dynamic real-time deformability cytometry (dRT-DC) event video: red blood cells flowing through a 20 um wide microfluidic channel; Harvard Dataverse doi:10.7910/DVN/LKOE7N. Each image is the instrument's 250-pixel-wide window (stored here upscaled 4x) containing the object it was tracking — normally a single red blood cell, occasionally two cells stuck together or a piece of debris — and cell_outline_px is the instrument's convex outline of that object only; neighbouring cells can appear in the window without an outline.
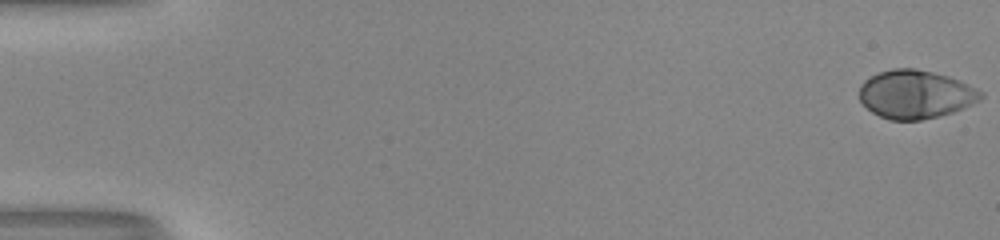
{"species": "human", "species_latin": "Homo sapiens", "temperature_condition": "room temperature", "stored_images_in_passage": 53, "camera_frame_rate_fps": 3000, "um_per_image_px": 0.085, "donor": {"sex": "male"}, "frame": {"image": 1, "passage_image": 1, "time_ms": 0.0, "image_size_px": [1000, 240], "cell_outline_px": [[984, 96], [980, 100], [952, 112], [920, 120], [888, 120], [872, 112], [860, 100], [860, 84], [864, 80], [880, 72], [892, 68], [916, 68], [948, 76], [984, 92]], "centroid_in_image_um": [77.8, 8.01], "position_along_channel_um": 7.2, "area_um2": 33.93}}
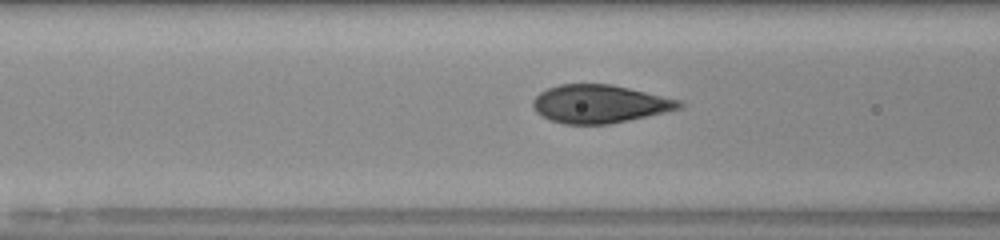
{"frame": {"image": 2, "passage_image": 23, "time_ms": 7.333, "image_size_px": [1000, 240], "cell_outline_px": [[684, 104], [680, 108], [664, 112], [628, 120], [608, 124], [564, 124], [552, 120], [536, 112], [532, 104], [532, 100], [540, 92], [548, 88], [560, 84], [612, 84], [684, 100]], "centroid_in_image_um": [50.99, 8.82], "position_along_channel_um": 115.6, "area_um2": 32.48}}
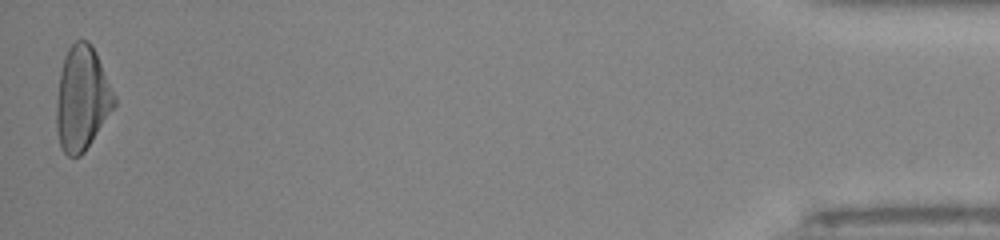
{"frame": {"image": 3, "passage_image": 53, "time_ms": 17.333, "image_size_px": [1000, 240], "cell_outline_px": [[116, 104], [84, 152], [80, 156], [68, 156], [60, 148], [56, 132], [56, 104], [60, 72], [64, 56], [68, 48], [76, 40], [88, 40], [92, 44], [96, 52], [116, 96]], "centroid_in_image_um": [6.96, 8.36], "position_along_channel_um": 428.2, "area_um2": 35.2}, "authors_computed_cell_mechanics": {"area_um2": 33.7552, "velocity_mm_per_s": 4.0548, "shape_relaxation_time_tau1_ms": 4.9704, "shape_relaxation_time_tau2_ms": null, "deformation_change_tau1": 0.239, "deformation_change_tau2": null}}